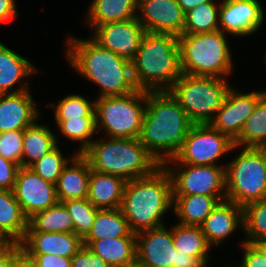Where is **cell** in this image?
I'll return each mask as SVG.
<instances>
[{"mask_svg":"<svg viewBox=\"0 0 266 267\" xmlns=\"http://www.w3.org/2000/svg\"><path fill=\"white\" fill-rule=\"evenodd\" d=\"M66 59L69 65L88 81L101 88L99 97L121 96L138 90L131 61L100 46L91 37H69Z\"/></svg>","mask_w":266,"mask_h":267,"instance_id":"obj_1","label":"cell"},{"mask_svg":"<svg viewBox=\"0 0 266 267\" xmlns=\"http://www.w3.org/2000/svg\"><path fill=\"white\" fill-rule=\"evenodd\" d=\"M192 125L169 91L147 92L139 140L160 165L176 156Z\"/></svg>","mask_w":266,"mask_h":267,"instance_id":"obj_2","label":"cell"},{"mask_svg":"<svg viewBox=\"0 0 266 267\" xmlns=\"http://www.w3.org/2000/svg\"><path fill=\"white\" fill-rule=\"evenodd\" d=\"M171 207L172 181L163 165L148 176L126 182L120 208L133 233L165 225L163 216Z\"/></svg>","mask_w":266,"mask_h":267,"instance_id":"obj_3","label":"cell"},{"mask_svg":"<svg viewBox=\"0 0 266 267\" xmlns=\"http://www.w3.org/2000/svg\"><path fill=\"white\" fill-rule=\"evenodd\" d=\"M131 64L138 89L169 91L182 75L178 36L146 32Z\"/></svg>","mask_w":266,"mask_h":267,"instance_id":"obj_4","label":"cell"},{"mask_svg":"<svg viewBox=\"0 0 266 267\" xmlns=\"http://www.w3.org/2000/svg\"><path fill=\"white\" fill-rule=\"evenodd\" d=\"M82 155L89 161L91 170L126 181L148 176L161 166L139 138L96 139Z\"/></svg>","mask_w":266,"mask_h":267,"instance_id":"obj_5","label":"cell"},{"mask_svg":"<svg viewBox=\"0 0 266 267\" xmlns=\"http://www.w3.org/2000/svg\"><path fill=\"white\" fill-rule=\"evenodd\" d=\"M225 36L220 30L179 35L182 74L226 79L234 64Z\"/></svg>","mask_w":266,"mask_h":267,"instance_id":"obj_6","label":"cell"},{"mask_svg":"<svg viewBox=\"0 0 266 267\" xmlns=\"http://www.w3.org/2000/svg\"><path fill=\"white\" fill-rule=\"evenodd\" d=\"M231 86L226 79L220 77L182 74L169 92L193 124H210Z\"/></svg>","mask_w":266,"mask_h":267,"instance_id":"obj_7","label":"cell"},{"mask_svg":"<svg viewBox=\"0 0 266 267\" xmlns=\"http://www.w3.org/2000/svg\"><path fill=\"white\" fill-rule=\"evenodd\" d=\"M225 165L226 200L244 207L266 199L265 147H242Z\"/></svg>","mask_w":266,"mask_h":267,"instance_id":"obj_8","label":"cell"},{"mask_svg":"<svg viewBox=\"0 0 266 267\" xmlns=\"http://www.w3.org/2000/svg\"><path fill=\"white\" fill-rule=\"evenodd\" d=\"M94 100L97 132L104 130L108 138H139L147 91L138 89L129 94Z\"/></svg>","mask_w":266,"mask_h":267,"instance_id":"obj_9","label":"cell"},{"mask_svg":"<svg viewBox=\"0 0 266 267\" xmlns=\"http://www.w3.org/2000/svg\"><path fill=\"white\" fill-rule=\"evenodd\" d=\"M236 148L229 136L219 132L211 124H193L179 152L163 166L218 165L216 160Z\"/></svg>","mask_w":266,"mask_h":267,"instance_id":"obj_10","label":"cell"},{"mask_svg":"<svg viewBox=\"0 0 266 267\" xmlns=\"http://www.w3.org/2000/svg\"><path fill=\"white\" fill-rule=\"evenodd\" d=\"M175 166L177 168L164 166L171 177L173 195L201 194L213 196L220 202L226 200V165Z\"/></svg>","mask_w":266,"mask_h":267,"instance_id":"obj_11","label":"cell"},{"mask_svg":"<svg viewBox=\"0 0 266 267\" xmlns=\"http://www.w3.org/2000/svg\"><path fill=\"white\" fill-rule=\"evenodd\" d=\"M265 95V91L242 93L231 86L216 117L210 124L234 141L240 135L245 121Z\"/></svg>","mask_w":266,"mask_h":267,"instance_id":"obj_12","label":"cell"},{"mask_svg":"<svg viewBox=\"0 0 266 267\" xmlns=\"http://www.w3.org/2000/svg\"><path fill=\"white\" fill-rule=\"evenodd\" d=\"M13 192L28 219L58 203L56 185L45 181L29 167L18 169Z\"/></svg>","mask_w":266,"mask_h":267,"instance_id":"obj_13","label":"cell"},{"mask_svg":"<svg viewBox=\"0 0 266 267\" xmlns=\"http://www.w3.org/2000/svg\"><path fill=\"white\" fill-rule=\"evenodd\" d=\"M93 32L95 42L129 61L134 59L146 33L137 17L97 26Z\"/></svg>","mask_w":266,"mask_h":267,"instance_id":"obj_14","label":"cell"},{"mask_svg":"<svg viewBox=\"0 0 266 267\" xmlns=\"http://www.w3.org/2000/svg\"><path fill=\"white\" fill-rule=\"evenodd\" d=\"M219 6V30L244 37L261 28L264 8L258 0H222Z\"/></svg>","mask_w":266,"mask_h":267,"instance_id":"obj_15","label":"cell"},{"mask_svg":"<svg viewBox=\"0 0 266 267\" xmlns=\"http://www.w3.org/2000/svg\"><path fill=\"white\" fill-rule=\"evenodd\" d=\"M163 225L136 233L137 267H175L176 248L173 244L172 227Z\"/></svg>","mask_w":266,"mask_h":267,"instance_id":"obj_16","label":"cell"},{"mask_svg":"<svg viewBox=\"0 0 266 267\" xmlns=\"http://www.w3.org/2000/svg\"><path fill=\"white\" fill-rule=\"evenodd\" d=\"M137 12L146 32L183 34L185 13L176 0H138Z\"/></svg>","mask_w":266,"mask_h":267,"instance_id":"obj_17","label":"cell"},{"mask_svg":"<svg viewBox=\"0 0 266 267\" xmlns=\"http://www.w3.org/2000/svg\"><path fill=\"white\" fill-rule=\"evenodd\" d=\"M30 90L15 94H0V133L24 131L41 115Z\"/></svg>","mask_w":266,"mask_h":267,"instance_id":"obj_18","label":"cell"},{"mask_svg":"<svg viewBox=\"0 0 266 267\" xmlns=\"http://www.w3.org/2000/svg\"><path fill=\"white\" fill-rule=\"evenodd\" d=\"M21 248L28 254H52L72 258L83 246L74 232H26Z\"/></svg>","mask_w":266,"mask_h":267,"instance_id":"obj_19","label":"cell"},{"mask_svg":"<svg viewBox=\"0 0 266 267\" xmlns=\"http://www.w3.org/2000/svg\"><path fill=\"white\" fill-rule=\"evenodd\" d=\"M240 227L243 228V207L229 200L219 202L201 225L211 247L221 245V242Z\"/></svg>","mask_w":266,"mask_h":267,"instance_id":"obj_20","label":"cell"},{"mask_svg":"<svg viewBox=\"0 0 266 267\" xmlns=\"http://www.w3.org/2000/svg\"><path fill=\"white\" fill-rule=\"evenodd\" d=\"M37 72L38 69L26 57L0 42V94H15L30 90L29 82L23 80ZM19 82L20 86L12 91Z\"/></svg>","mask_w":266,"mask_h":267,"instance_id":"obj_21","label":"cell"},{"mask_svg":"<svg viewBox=\"0 0 266 267\" xmlns=\"http://www.w3.org/2000/svg\"><path fill=\"white\" fill-rule=\"evenodd\" d=\"M90 172L89 161L82 154H76L70 160V164L63 168L58 178L56 184L58 202L87 198Z\"/></svg>","mask_w":266,"mask_h":267,"instance_id":"obj_22","label":"cell"},{"mask_svg":"<svg viewBox=\"0 0 266 267\" xmlns=\"http://www.w3.org/2000/svg\"><path fill=\"white\" fill-rule=\"evenodd\" d=\"M126 180L91 170L87 199L98 209L121 207Z\"/></svg>","mask_w":266,"mask_h":267,"instance_id":"obj_23","label":"cell"},{"mask_svg":"<svg viewBox=\"0 0 266 267\" xmlns=\"http://www.w3.org/2000/svg\"><path fill=\"white\" fill-rule=\"evenodd\" d=\"M83 246L88 247L112 267L136 266V237L83 241Z\"/></svg>","mask_w":266,"mask_h":267,"instance_id":"obj_24","label":"cell"},{"mask_svg":"<svg viewBox=\"0 0 266 267\" xmlns=\"http://www.w3.org/2000/svg\"><path fill=\"white\" fill-rule=\"evenodd\" d=\"M28 228V218L24 215L14 192L0 189V231L10 241L21 243Z\"/></svg>","mask_w":266,"mask_h":267,"instance_id":"obj_25","label":"cell"},{"mask_svg":"<svg viewBox=\"0 0 266 267\" xmlns=\"http://www.w3.org/2000/svg\"><path fill=\"white\" fill-rule=\"evenodd\" d=\"M138 0H93L88 8L86 25L92 29L106 23L137 17Z\"/></svg>","mask_w":266,"mask_h":267,"instance_id":"obj_26","label":"cell"},{"mask_svg":"<svg viewBox=\"0 0 266 267\" xmlns=\"http://www.w3.org/2000/svg\"><path fill=\"white\" fill-rule=\"evenodd\" d=\"M220 201L207 195H173V209L181 225L201 226Z\"/></svg>","mask_w":266,"mask_h":267,"instance_id":"obj_27","label":"cell"},{"mask_svg":"<svg viewBox=\"0 0 266 267\" xmlns=\"http://www.w3.org/2000/svg\"><path fill=\"white\" fill-rule=\"evenodd\" d=\"M136 237L129 227L121 208L99 209L88 235L83 241H95L105 238Z\"/></svg>","mask_w":266,"mask_h":267,"instance_id":"obj_28","label":"cell"},{"mask_svg":"<svg viewBox=\"0 0 266 267\" xmlns=\"http://www.w3.org/2000/svg\"><path fill=\"white\" fill-rule=\"evenodd\" d=\"M58 137L46 125L36 122L24 130L22 167H30L58 144Z\"/></svg>","mask_w":266,"mask_h":267,"instance_id":"obj_29","label":"cell"},{"mask_svg":"<svg viewBox=\"0 0 266 267\" xmlns=\"http://www.w3.org/2000/svg\"><path fill=\"white\" fill-rule=\"evenodd\" d=\"M173 244L176 250L195 257L200 263H208L212 249L202 232L201 226L177 224L172 226Z\"/></svg>","mask_w":266,"mask_h":267,"instance_id":"obj_30","label":"cell"},{"mask_svg":"<svg viewBox=\"0 0 266 267\" xmlns=\"http://www.w3.org/2000/svg\"><path fill=\"white\" fill-rule=\"evenodd\" d=\"M27 232H74L73 219L63 203L35 213L28 219Z\"/></svg>","mask_w":266,"mask_h":267,"instance_id":"obj_31","label":"cell"},{"mask_svg":"<svg viewBox=\"0 0 266 267\" xmlns=\"http://www.w3.org/2000/svg\"><path fill=\"white\" fill-rule=\"evenodd\" d=\"M241 147H266V95L258 102L255 110L245 121L240 135L234 140Z\"/></svg>","mask_w":266,"mask_h":267,"instance_id":"obj_32","label":"cell"},{"mask_svg":"<svg viewBox=\"0 0 266 267\" xmlns=\"http://www.w3.org/2000/svg\"><path fill=\"white\" fill-rule=\"evenodd\" d=\"M219 6L214 0L185 13L183 33L196 34L219 30Z\"/></svg>","mask_w":266,"mask_h":267,"instance_id":"obj_33","label":"cell"},{"mask_svg":"<svg viewBox=\"0 0 266 267\" xmlns=\"http://www.w3.org/2000/svg\"><path fill=\"white\" fill-rule=\"evenodd\" d=\"M244 242L251 244L266 240V199L255 201L243 207Z\"/></svg>","mask_w":266,"mask_h":267,"instance_id":"obj_34","label":"cell"},{"mask_svg":"<svg viewBox=\"0 0 266 267\" xmlns=\"http://www.w3.org/2000/svg\"><path fill=\"white\" fill-rule=\"evenodd\" d=\"M63 136L71 141H79L77 154H82L94 141L93 135L97 132L96 118H75L69 120H56Z\"/></svg>","mask_w":266,"mask_h":267,"instance_id":"obj_35","label":"cell"},{"mask_svg":"<svg viewBox=\"0 0 266 267\" xmlns=\"http://www.w3.org/2000/svg\"><path fill=\"white\" fill-rule=\"evenodd\" d=\"M55 108V120H71L75 118H96L95 100L89 101L79 94L64 97L58 105L47 104Z\"/></svg>","mask_w":266,"mask_h":267,"instance_id":"obj_36","label":"cell"},{"mask_svg":"<svg viewBox=\"0 0 266 267\" xmlns=\"http://www.w3.org/2000/svg\"><path fill=\"white\" fill-rule=\"evenodd\" d=\"M62 203L73 219L74 233L83 240L90 232L99 209L87 198L70 199Z\"/></svg>","mask_w":266,"mask_h":267,"instance_id":"obj_37","label":"cell"},{"mask_svg":"<svg viewBox=\"0 0 266 267\" xmlns=\"http://www.w3.org/2000/svg\"><path fill=\"white\" fill-rule=\"evenodd\" d=\"M67 158L63 156L58 144L46 153L40 160L32 164L29 168L37 175L53 184H57L58 178L62 173L63 168L70 163V160L76 155Z\"/></svg>","mask_w":266,"mask_h":267,"instance_id":"obj_38","label":"cell"},{"mask_svg":"<svg viewBox=\"0 0 266 267\" xmlns=\"http://www.w3.org/2000/svg\"><path fill=\"white\" fill-rule=\"evenodd\" d=\"M24 131L0 133V156L22 166Z\"/></svg>","mask_w":266,"mask_h":267,"instance_id":"obj_39","label":"cell"},{"mask_svg":"<svg viewBox=\"0 0 266 267\" xmlns=\"http://www.w3.org/2000/svg\"><path fill=\"white\" fill-rule=\"evenodd\" d=\"M71 267H112L88 247L82 246L71 258Z\"/></svg>","mask_w":266,"mask_h":267,"instance_id":"obj_40","label":"cell"},{"mask_svg":"<svg viewBox=\"0 0 266 267\" xmlns=\"http://www.w3.org/2000/svg\"><path fill=\"white\" fill-rule=\"evenodd\" d=\"M19 165L0 156V189L13 191Z\"/></svg>","mask_w":266,"mask_h":267,"instance_id":"obj_41","label":"cell"},{"mask_svg":"<svg viewBox=\"0 0 266 267\" xmlns=\"http://www.w3.org/2000/svg\"><path fill=\"white\" fill-rule=\"evenodd\" d=\"M241 243L244 254L240 267H266V258L252 244Z\"/></svg>","mask_w":266,"mask_h":267,"instance_id":"obj_42","label":"cell"},{"mask_svg":"<svg viewBox=\"0 0 266 267\" xmlns=\"http://www.w3.org/2000/svg\"><path fill=\"white\" fill-rule=\"evenodd\" d=\"M39 267H71V258L52 254H29Z\"/></svg>","mask_w":266,"mask_h":267,"instance_id":"obj_43","label":"cell"},{"mask_svg":"<svg viewBox=\"0 0 266 267\" xmlns=\"http://www.w3.org/2000/svg\"><path fill=\"white\" fill-rule=\"evenodd\" d=\"M21 248L20 243L11 242L0 250V267H11L15 253Z\"/></svg>","mask_w":266,"mask_h":267,"instance_id":"obj_44","label":"cell"},{"mask_svg":"<svg viewBox=\"0 0 266 267\" xmlns=\"http://www.w3.org/2000/svg\"><path fill=\"white\" fill-rule=\"evenodd\" d=\"M16 0H0V24L18 17Z\"/></svg>","mask_w":266,"mask_h":267,"instance_id":"obj_45","label":"cell"},{"mask_svg":"<svg viewBox=\"0 0 266 267\" xmlns=\"http://www.w3.org/2000/svg\"><path fill=\"white\" fill-rule=\"evenodd\" d=\"M11 267H39L36 260L20 248L14 256Z\"/></svg>","mask_w":266,"mask_h":267,"instance_id":"obj_46","label":"cell"},{"mask_svg":"<svg viewBox=\"0 0 266 267\" xmlns=\"http://www.w3.org/2000/svg\"><path fill=\"white\" fill-rule=\"evenodd\" d=\"M201 263L193 256L187 255L179 250L176 251L175 267H198Z\"/></svg>","mask_w":266,"mask_h":267,"instance_id":"obj_47","label":"cell"},{"mask_svg":"<svg viewBox=\"0 0 266 267\" xmlns=\"http://www.w3.org/2000/svg\"><path fill=\"white\" fill-rule=\"evenodd\" d=\"M184 13L188 12L189 10H192L196 6L202 5L204 3H210L214 0H176Z\"/></svg>","mask_w":266,"mask_h":267,"instance_id":"obj_48","label":"cell"},{"mask_svg":"<svg viewBox=\"0 0 266 267\" xmlns=\"http://www.w3.org/2000/svg\"><path fill=\"white\" fill-rule=\"evenodd\" d=\"M266 258V240L251 243Z\"/></svg>","mask_w":266,"mask_h":267,"instance_id":"obj_49","label":"cell"},{"mask_svg":"<svg viewBox=\"0 0 266 267\" xmlns=\"http://www.w3.org/2000/svg\"><path fill=\"white\" fill-rule=\"evenodd\" d=\"M11 242L0 231V250L9 245Z\"/></svg>","mask_w":266,"mask_h":267,"instance_id":"obj_50","label":"cell"},{"mask_svg":"<svg viewBox=\"0 0 266 267\" xmlns=\"http://www.w3.org/2000/svg\"><path fill=\"white\" fill-rule=\"evenodd\" d=\"M198 267H208L207 263H201Z\"/></svg>","mask_w":266,"mask_h":267,"instance_id":"obj_51","label":"cell"}]
</instances>
